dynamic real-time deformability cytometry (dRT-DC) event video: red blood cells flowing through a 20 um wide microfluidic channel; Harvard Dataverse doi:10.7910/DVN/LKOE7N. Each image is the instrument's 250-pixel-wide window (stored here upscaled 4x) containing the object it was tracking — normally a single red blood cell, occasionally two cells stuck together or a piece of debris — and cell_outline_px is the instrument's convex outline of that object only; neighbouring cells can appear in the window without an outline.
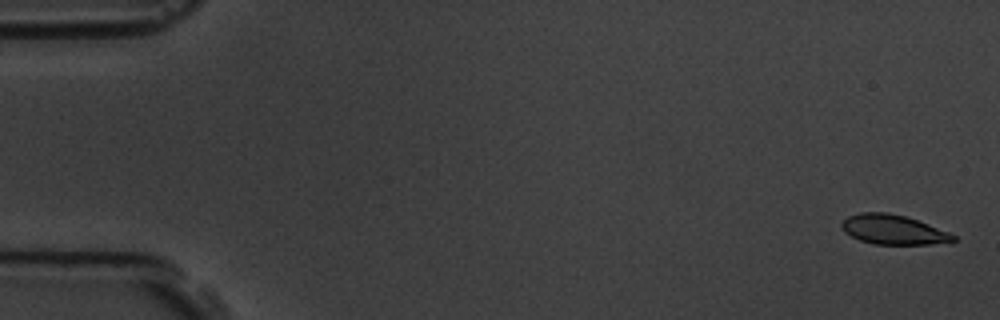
{"species": "common noctule bat (a hibernating species)", "species_latin": "Nyctalus noctula", "temperature_condition": "room temperature", "stored_images_in_passage": 6, "camera_frame_rate_fps": 3000, "um_per_image_px": 0.085, "animal": {"sex": "male", "body_mass_g": 19.5, "forearm_length_mm": 54.6}, "frame": {"image": 1, "passage_image": 1, "time_ms": 0.0, "image_size_px": [1000, 320], "cell_outline_px": [[956, 240], [928, 244], [872, 244], [860, 240], [844, 232], [840, 224], [848, 216], [860, 212], [888, 212], [904, 216], [928, 224], [948, 232], [956, 236]], "centroid_in_image_um": [75.87, 19.51], "position_along_channel_um": 9.1, "area_um2": 19.02}}
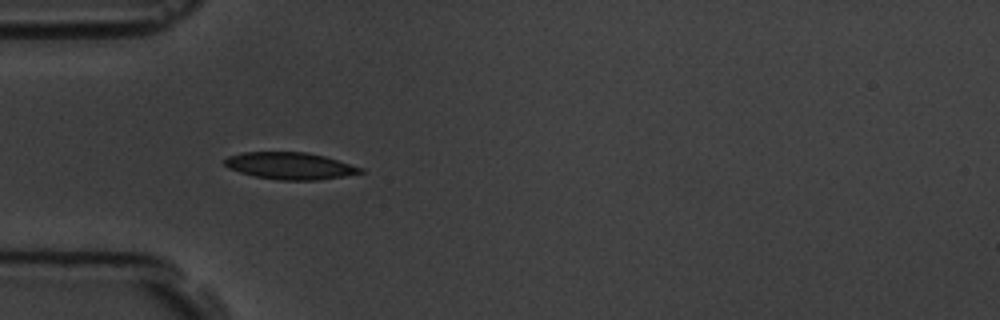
{"frame": {"image": 2, "passage_image": 5, "time_ms": 5.333, "image_size_px": [1000, 320], "cell_outline_px": [[364, 172], [344, 176], [316, 180], [280, 180], [256, 176], [240, 172], [228, 168], [224, 164], [224, 160], [228, 156], [244, 152], [308, 152], [324, 156], [364, 168]], "centroid_in_image_um": [24.66, 14.09], "position_along_channel_um": 60.3, "area_um2": 21.21}}
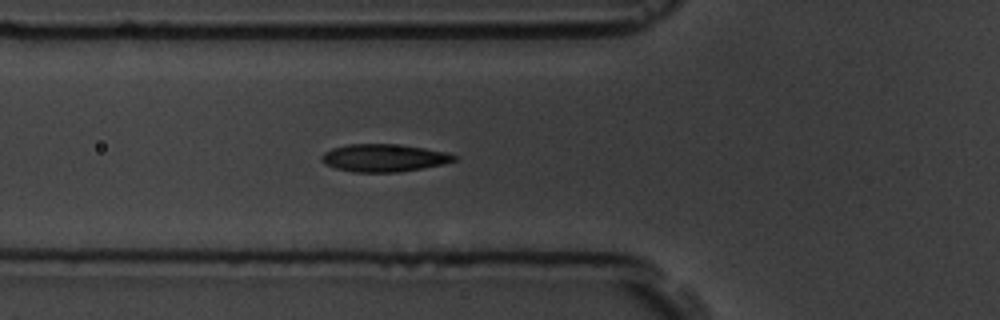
{"frame": {"image": 3, "passage_image": 6, "time_ms": 6.333, "image_size_px": [1000, 320], "cell_outline_px": [[460, 156], [456, 160], [444, 164], [424, 168], [400, 172], [352, 172], [336, 168], [324, 164], [320, 160], [320, 156], [324, 152], [332, 148], [348, 144], [392, 144], [424, 148], [444, 152]], "centroid_in_image_um": [32.62, 13.43], "position_along_channel_um": 93.2, "area_um2": 21.44}}